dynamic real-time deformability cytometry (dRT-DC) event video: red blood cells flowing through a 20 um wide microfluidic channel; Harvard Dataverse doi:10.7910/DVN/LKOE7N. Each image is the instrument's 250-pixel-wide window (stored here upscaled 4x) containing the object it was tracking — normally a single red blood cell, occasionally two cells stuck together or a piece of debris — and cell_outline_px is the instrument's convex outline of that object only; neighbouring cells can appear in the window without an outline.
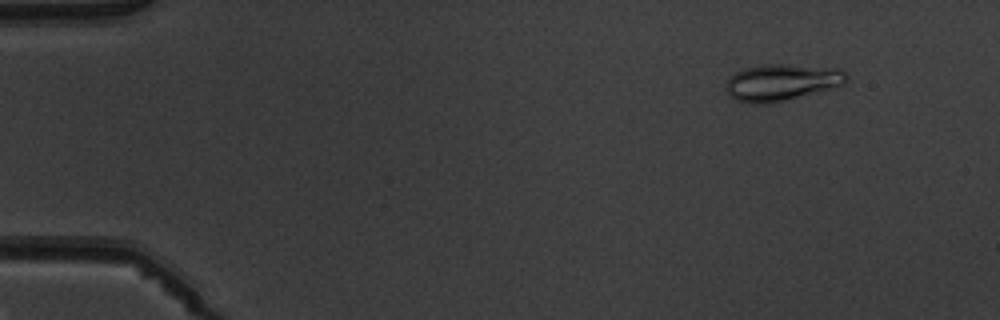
{"species": "common noctule bat (a hibernating species)", "species_latin": "Nyctalus noctula", "temperature_condition": "warm", "stored_images_in_passage": 5, "camera_frame_rate_fps": 3000, "um_per_image_px": 0.085, "animal": {"sex": "male", "body_mass_g": 19.5, "forearm_length_mm": 54.6}, "frame": {"image": 1, "passage_image": 1, "time_ms": 0.0, "image_size_px": [1000, 320], "cell_outline_px": [[848, 80], [844, 84], [816, 92], [768, 104], [748, 104], [736, 100], [728, 96], [724, 88], [724, 84], [728, 76], [744, 68], [764, 64], [788, 64], [840, 68], [848, 76]], "centroid_in_image_um": [66.37, 7.0], "position_along_channel_um": 18.6, "area_um2": 26.13}}